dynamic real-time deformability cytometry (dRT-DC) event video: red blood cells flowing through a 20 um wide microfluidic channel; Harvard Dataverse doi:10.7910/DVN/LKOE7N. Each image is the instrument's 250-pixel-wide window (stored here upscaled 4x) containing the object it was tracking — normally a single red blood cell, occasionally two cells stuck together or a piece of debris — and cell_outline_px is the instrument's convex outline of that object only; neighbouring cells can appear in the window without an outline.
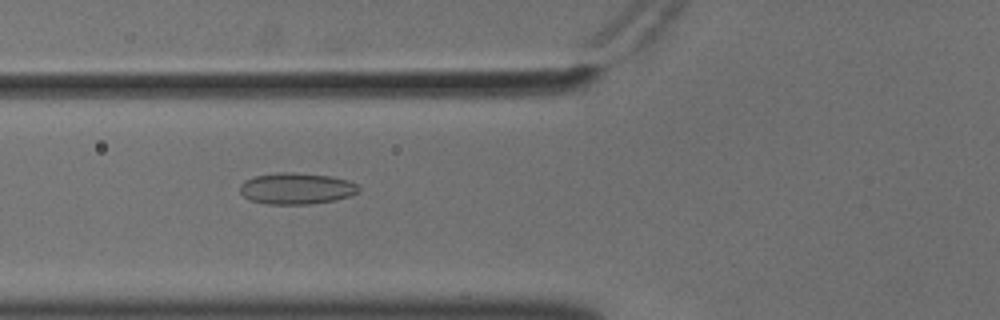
{"species": "common noctule bat (a hibernating species)", "species_latin": "Nyctalus noctula", "temperature_condition": "cold", "stored_images_in_passage": 56, "camera_frame_rate_fps": 3000, "um_per_image_px": 0.085, "animal": {"sex": "male", "body_mass_g": 18.8}, "frame": {"image": 1, "passage_image": 22, "time_ms": 7.0, "image_size_px": [1000, 320], "cell_outline_px": [[360, 192], [352, 196], [336, 200], [312, 204], [268, 204], [248, 200], [240, 192], [240, 184], [244, 180], [256, 176], [276, 172], [292, 172], [332, 176], [348, 180], [356, 184], [360, 188]], "centroid_in_image_um": [25.22, 16.02], "position_along_channel_um": 100.6, "area_um2": 22.02}}
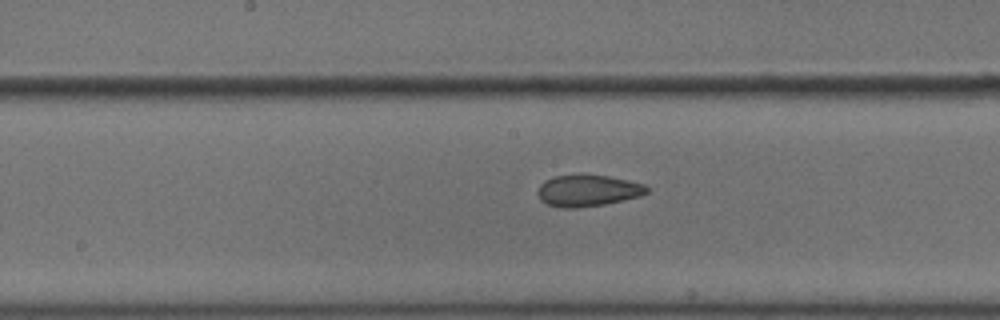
{"frame": {"image": 2, "passage_image": 30, "time_ms": 9.667, "image_size_px": [1000, 320], "cell_outline_px": [[648, 192], [640, 196], [624, 200], [604, 204], [572, 208], [560, 208], [548, 204], [540, 200], [536, 192], [540, 184], [544, 180], [552, 176], [608, 176], [628, 180], [644, 184], [648, 188]], "centroid_in_image_um": [49.94, 16.21], "position_along_channel_um": 198.3, "area_um2": 19.83}}
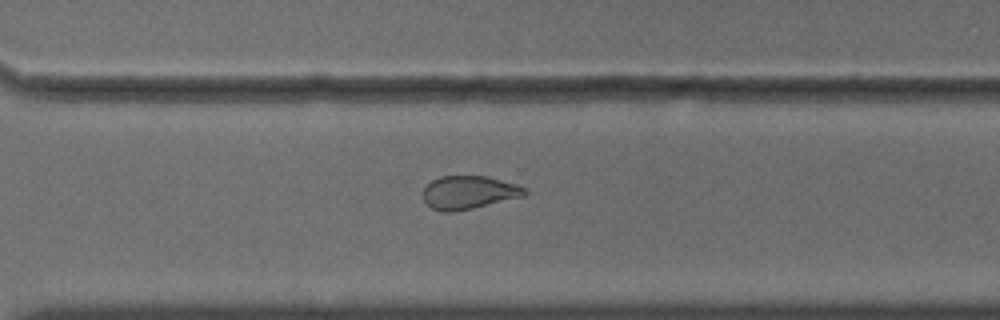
{"frame": {"image": 3, "passage_image": 41, "time_ms": 13.333, "image_size_px": [1000, 320], "cell_outline_px": [[528, 192], [524, 196], [456, 212], [444, 212], [432, 208], [424, 200], [424, 188], [432, 180], [440, 176], [488, 176], [516, 184], [524, 188]], "centroid_in_image_um": [39.85, 16.36], "position_along_channel_um": 330.7, "area_um2": 19.59}, "authors_computed_cell_mechanics": {"area_um2": 22.253, "velocity_mm_per_s": 3.6302, "shape_relaxation_time_tau1_ms": null, "shape_relaxation_time_tau2_ms": 1.9427, "deformation_change_tau1": null, "deformation_change_tau2": 0.078}}